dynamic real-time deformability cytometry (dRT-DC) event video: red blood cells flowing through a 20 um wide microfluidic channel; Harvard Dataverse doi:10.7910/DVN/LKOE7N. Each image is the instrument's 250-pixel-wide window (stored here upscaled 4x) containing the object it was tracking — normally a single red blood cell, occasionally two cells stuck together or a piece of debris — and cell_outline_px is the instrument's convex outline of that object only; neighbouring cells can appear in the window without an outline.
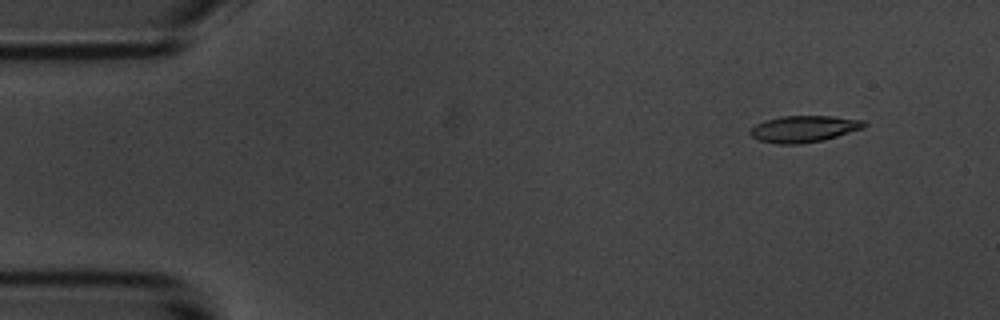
{"species": "common noctule bat (a hibernating species)", "species_latin": "Nyctalus noctula", "temperature_condition": "room temperature", "stored_images_in_passage": 6, "segment_of_instrument_passage": [2, 2], "camera_frame_rate_fps": 3000, "um_per_image_px": 0.085, "animal": {"sex": "male", "body_mass_g": 20.1, "forearm_length_mm": 53.5}, "frame": {"image": 1, "passage_image": 6, "time_ms": 6.0, "image_size_px": [1000, 320], "cell_outline_px": [[868, 124], [864, 128], [824, 140], [800, 144], [780, 144], [760, 140], [752, 136], [748, 132], [756, 124], [764, 120], [780, 116], [832, 116], [864, 120]], "centroid_in_image_um": [68.35, 10.95], "position_along_channel_um": 16.6, "area_um2": 17.69}}